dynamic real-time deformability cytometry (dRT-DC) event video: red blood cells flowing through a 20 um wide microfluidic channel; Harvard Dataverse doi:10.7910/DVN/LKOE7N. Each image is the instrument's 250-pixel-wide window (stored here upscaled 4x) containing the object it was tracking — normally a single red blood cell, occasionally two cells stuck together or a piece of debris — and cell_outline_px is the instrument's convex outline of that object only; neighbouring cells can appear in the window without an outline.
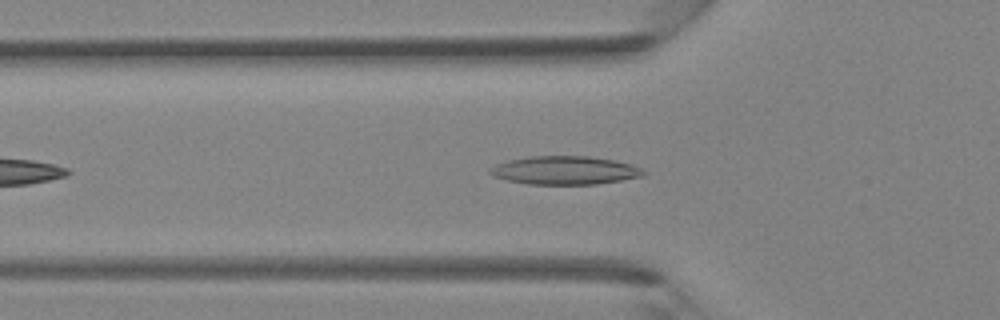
{"species": "Egyptian fruit bat (a non-hibernating species)", "species_latin": "Rousettus aegyptiacus", "temperature_condition": "room temperature", "stored_images_in_passage": 30, "camera_frame_rate_fps": 3000, "um_per_image_px": 0.085, "animal": {"sex": "female"}, "frame": {"image": 1, "passage_image": 6, "time_ms": 1.667, "image_size_px": [1000, 320], "cell_outline_px": [[648, 172], [644, 176], [596, 184], [528, 184], [508, 180], [492, 176], [488, 172], [488, 168], [496, 164], [508, 160], [528, 156], [588, 156], [616, 160], [632, 164]], "centroid_in_image_um": [48.01, 14.47], "position_along_channel_um": 77.8, "area_um2": 25.55}}
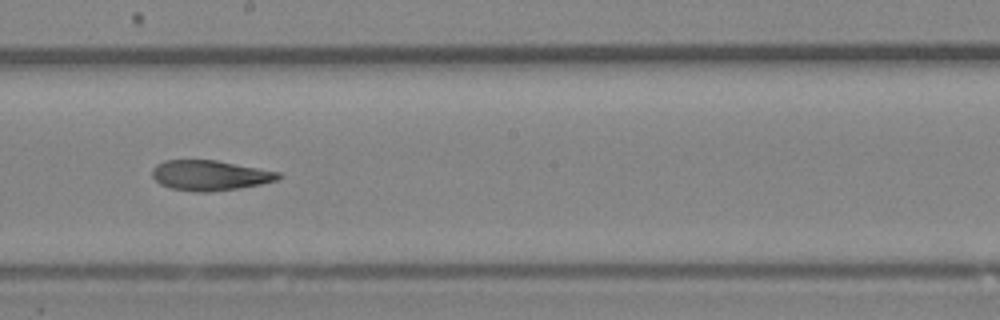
{"frame": {"image": 2, "passage_image": 15, "time_ms": 4.667, "image_size_px": [1000, 320], "cell_outline_px": [[284, 176], [276, 180], [260, 184], [240, 188], [208, 192], [196, 192], [172, 188], [160, 184], [152, 176], [152, 168], [156, 164], [164, 160], [216, 160], [280, 172]], "centroid_in_image_um": [17.84, 14.9], "position_along_channel_um": 230.4, "area_um2": 22.2}}
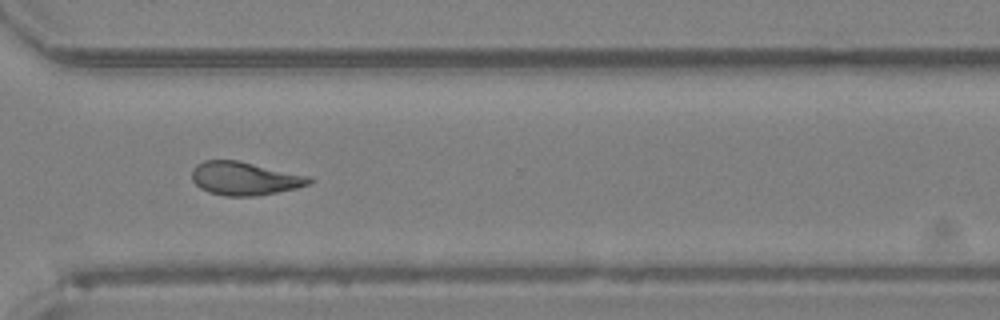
{"frame": {"image": 3, "passage_image": 22, "time_ms": 7.0, "image_size_px": [1000, 320], "cell_outline_px": [[312, 180], [308, 184], [296, 188], [256, 196], [224, 196], [208, 192], [200, 188], [192, 180], [192, 168], [196, 164], [204, 160], [236, 160], [312, 176]], "centroid_in_image_um": [20.77, 15.17], "position_along_channel_um": 349.8, "area_um2": 22.83}}